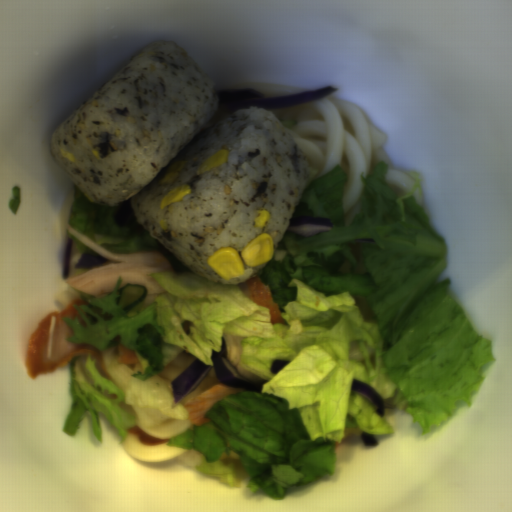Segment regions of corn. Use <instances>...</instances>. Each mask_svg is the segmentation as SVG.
Returning a JSON list of instances; mask_svg holds the SVG:
<instances>
[{
	"label": "corn",
	"mask_w": 512,
	"mask_h": 512,
	"mask_svg": "<svg viewBox=\"0 0 512 512\" xmlns=\"http://www.w3.org/2000/svg\"><path fill=\"white\" fill-rule=\"evenodd\" d=\"M187 161L179 160L174 161L172 164H170L164 173V175L158 180L159 186H165L168 184H173L184 166L186 165Z\"/></svg>",
	"instance_id": "obj_4"
},
{
	"label": "corn",
	"mask_w": 512,
	"mask_h": 512,
	"mask_svg": "<svg viewBox=\"0 0 512 512\" xmlns=\"http://www.w3.org/2000/svg\"><path fill=\"white\" fill-rule=\"evenodd\" d=\"M60 155H62L63 157H65L66 159H68V160H70V161H72V162H75V160H74V156H73V154H72V153H68V152H66L65 150H61Z\"/></svg>",
	"instance_id": "obj_6"
},
{
	"label": "corn",
	"mask_w": 512,
	"mask_h": 512,
	"mask_svg": "<svg viewBox=\"0 0 512 512\" xmlns=\"http://www.w3.org/2000/svg\"><path fill=\"white\" fill-rule=\"evenodd\" d=\"M275 256V242L267 233L257 234L241 251L234 247L219 248L207 259L208 266L224 280L244 274L245 266L256 267Z\"/></svg>",
	"instance_id": "obj_1"
},
{
	"label": "corn",
	"mask_w": 512,
	"mask_h": 512,
	"mask_svg": "<svg viewBox=\"0 0 512 512\" xmlns=\"http://www.w3.org/2000/svg\"><path fill=\"white\" fill-rule=\"evenodd\" d=\"M258 212V215L256 219L254 220L253 226L255 228H264L266 227V223L269 220L271 216V211H267L264 209H256Z\"/></svg>",
	"instance_id": "obj_5"
},
{
	"label": "corn",
	"mask_w": 512,
	"mask_h": 512,
	"mask_svg": "<svg viewBox=\"0 0 512 512\" xmlns=\"http://www.w3.org/2000/svg\"><path fill=\"white\" fill-rule=\"evenodd\" d=\"M192 193V186L190 184H180L177 187L169 191L160 202V209L168 206L171 203H177L182 201L183 197L187 194Z\"/></svg>",
	"instance_id": "obj_3"
},
{
	"label": "corn",
	"mask_w": 512,
	"mask_h": 512,
	"mask_svg": "<svg viewBox=\"0 0 512 512\" xmlns=\"http://www.w3.org/2000/svg\"><path fill=\"white\" fill-rule=\"evenodd\" d=\"M229 150L220 149L216 153L204 159L197 167L196 175H200L215 167L221 166L228 162Z\"/></svg>",
	"instance_id": "obj_2"
}]
</instances>
